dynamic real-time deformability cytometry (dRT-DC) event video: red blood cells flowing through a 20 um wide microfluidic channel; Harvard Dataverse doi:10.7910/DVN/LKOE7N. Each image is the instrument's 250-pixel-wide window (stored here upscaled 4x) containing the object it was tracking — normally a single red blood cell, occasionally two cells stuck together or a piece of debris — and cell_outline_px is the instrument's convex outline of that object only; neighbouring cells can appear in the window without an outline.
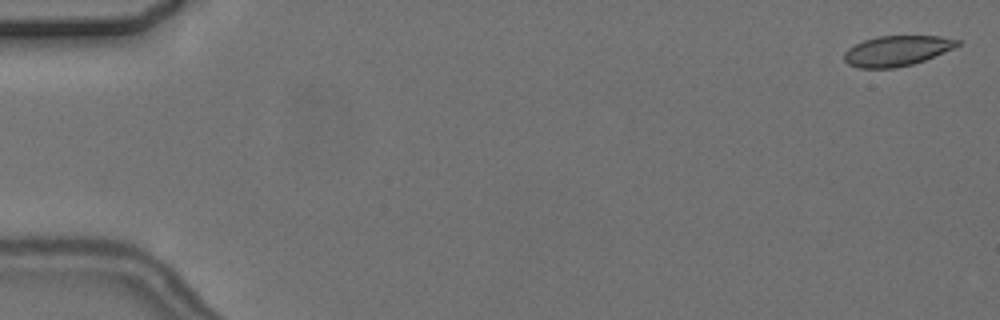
{"species": "common noctule bat (a hibernating species)", "species_latin": "Nyctalus noctula", "temperature_condition": "cold", "stored_images_in_passage": 3, "segment_of_instrument_passage": [2, 2], "camera_frame_rate_fps": 3000, "um_per_image_px": 0.085, "animal": {"sex": "female", "body_mass_g": 24.6, "forearm_length_mm": 56.2}, "frame": {"image": 1, "passage_image": 3, "time_ms": 4.0, "image_size_px": [1000, 320], "cell_outline_px": [[960, 44], [944, 52], [924, 60], [912, 64], [896, 68], [860, 68], [848, 64], [844, 60], [844, 52], [848, 48], [864, 40], [880, 36], [940, 36], [960, 40]], "centroid_in_image_um": [76.21, 4.32], "position_along_channel_um": 8.8, "area_um2": 19.83}}